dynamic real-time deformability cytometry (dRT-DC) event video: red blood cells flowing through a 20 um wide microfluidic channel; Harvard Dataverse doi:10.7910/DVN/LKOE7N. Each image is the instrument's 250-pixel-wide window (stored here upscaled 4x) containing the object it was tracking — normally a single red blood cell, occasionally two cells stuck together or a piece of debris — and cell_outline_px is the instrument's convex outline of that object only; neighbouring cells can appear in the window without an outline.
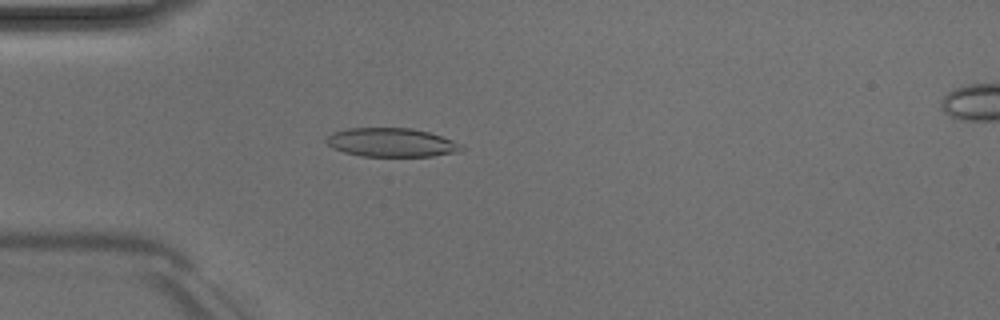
{"species": "Egyptian fruit bat (a non-hibernating species)", "species_latin": "Rousettus aegyptiacus", "temperature_condition": "room temperature", "stored_images_in_passage": 50, "camera_frame_rate_fps": 3000, "um_per_image_px": 0.085, "animal": {"sex": "male"}, "frame": {"image": 1, "passage_image": 14, "time_ms": 4.333, "image_size_px": [1000, 320], "cell_outline_px": [[464, 148], [456, 152], [432, 156], [360, 156], [344, 152], [332, 148], [324, 140], [332, 132], [348, 128], [412, 128], [428, 132], [464, 144]], "centroid_in_image_um": [33.25, 12.11], "position_along_channel_um": 51.7, "area_um2": 22.66}}
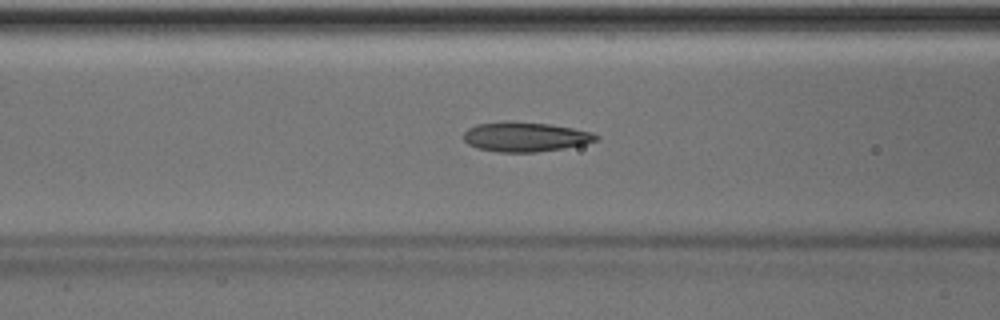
{"frame": {"image": 2, "passage_image": 20, "time_ms": 6.333, "image_size_px": [1000, 320], "cell_outline_px": [[600, 136], [596, 140], [584, 144], [564, 148], [536, 152], [496, 152], [476, 148], [468, 144], [464, 140], [464, 132], [468, 128], [476, 124], [504, 120], [508, 120], [548, 124], [572, 128], [592, 132]], "centroid_in_image_um": [44.6, 11.62], "position_along_channel_um": 122.0, "area_um2": 23.06}}
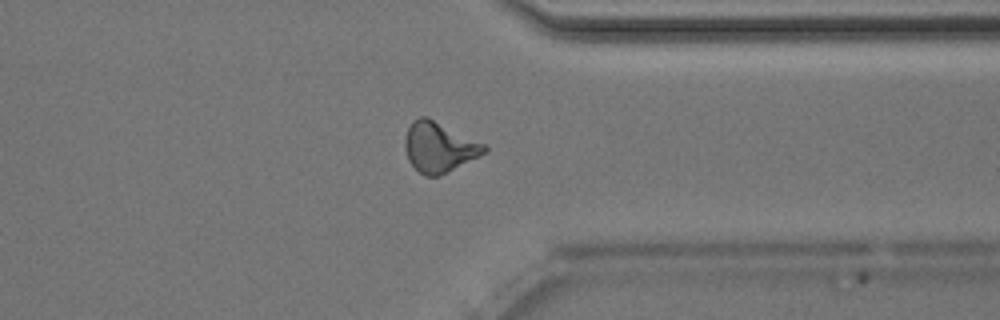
{"frame": {"image": 3, "passage_image": 39, "time_ms": 12.667, "image_size_px": [1000, 320], "cell_outline_px": [[488, 148], [484, 152], [440, 176], [424, 176], [408, 160], [404, 148], [404, 140], [408, 128], [412, 120], [420, 116], [428, 116], [484, 144]], "centroid_in_image_um": [37.26, 12.48], "position_along_channel_um": 374.1, "area_um2": 22.89}, "authors_computed_cell_mechanics": {"area_um2": 22.3975, "velocity_mm_per_s": 4.0247, "shape_relaxation_time_tau1_ms": 4.0954, "shape_relaxation_time_tau2_ms": 2.1138, "deformation_change_tau1": 0.1495, "deformation_change_tau2": 0.0992}}